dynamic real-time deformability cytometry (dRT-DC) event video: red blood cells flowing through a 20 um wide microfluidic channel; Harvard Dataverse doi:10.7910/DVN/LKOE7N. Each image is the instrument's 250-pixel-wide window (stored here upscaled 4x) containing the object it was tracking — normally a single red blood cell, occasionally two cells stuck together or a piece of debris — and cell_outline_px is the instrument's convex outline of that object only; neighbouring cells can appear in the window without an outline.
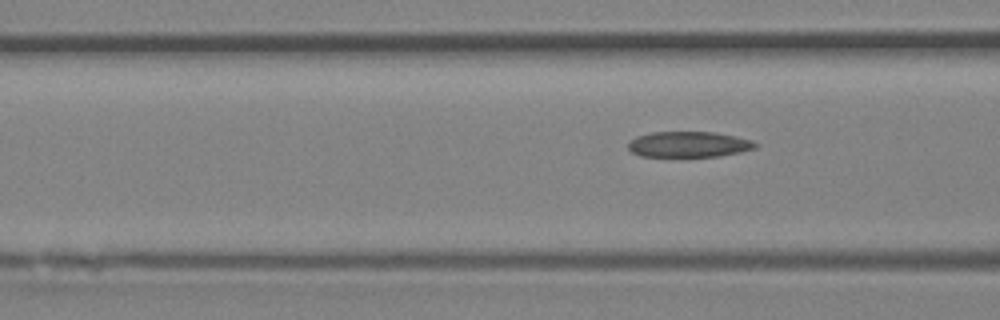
{"species": "Egyptian fruit bat (a non-hibernating species)", "species_latin": "Rousettus aegyptiacus", "temperature_condition": "room temperature", "stored_images_in_passage": 6, "camera_frame_rate_fps": 3000, "um_per_image_px": 0.085, "animal": {"sex": "female"}, "frame": {"image": 1, "passage_image": 6, "time_ms": 1.667, "image_size_px": [1000, 320], "cell_outline_px": [[760, 144], [756, 148], [740, 152], [720, 156], [640, 156], [632, 152], [628, 148], [628, 144], [636, 136], [652, 132], [716, 132], [736, 136], [752, 140]], "centroid_in_image_um": [58.59, 12.26], "position_along_channel_um": 108.0, "area_um2": 19.07}}